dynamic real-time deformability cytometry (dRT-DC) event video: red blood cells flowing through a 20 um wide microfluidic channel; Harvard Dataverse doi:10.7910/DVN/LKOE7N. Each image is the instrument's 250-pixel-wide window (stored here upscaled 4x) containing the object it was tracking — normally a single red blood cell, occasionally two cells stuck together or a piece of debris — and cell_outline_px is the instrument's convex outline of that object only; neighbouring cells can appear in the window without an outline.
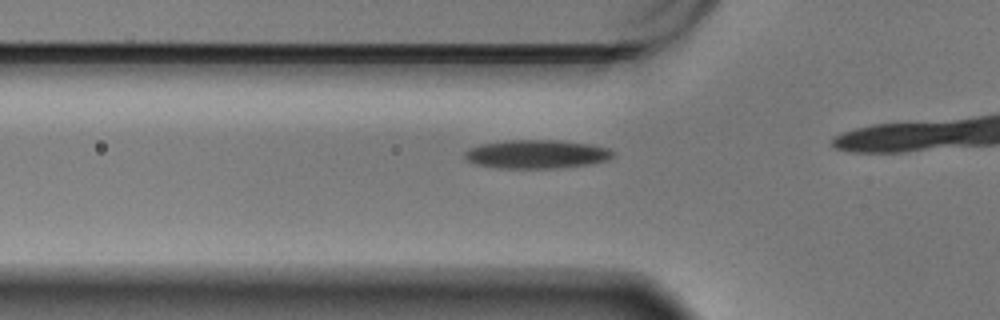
{"species": "Egyptian fruit bat (a non-hibernating species)", "species_latin": "Rousettus aegyptiacus", "temperature_condition": "warm", "stored_images_in_passage": 20, "camera_frame_rate_fps": 3000, "um_per_image_px": 0.085, "animal": {"sex": "male"}, "frame": {"image": 1, "passage_image": 15, "time_ms": 4.667, "image_size_px": [1000, 320], "cell_outline_px": [[616, 152], [608, 160], [584, 164], [552, 168], [500, 168], [476, 164], [464, 160], [464, 152], [468, 148], [480, 144], [508, 140], [556, 140], [592, 144], [608, 148]], "centroid_in_image_um": [45.56, 13.09], "position_along_channel_um": 80.2, "area_um2": 24.68}}
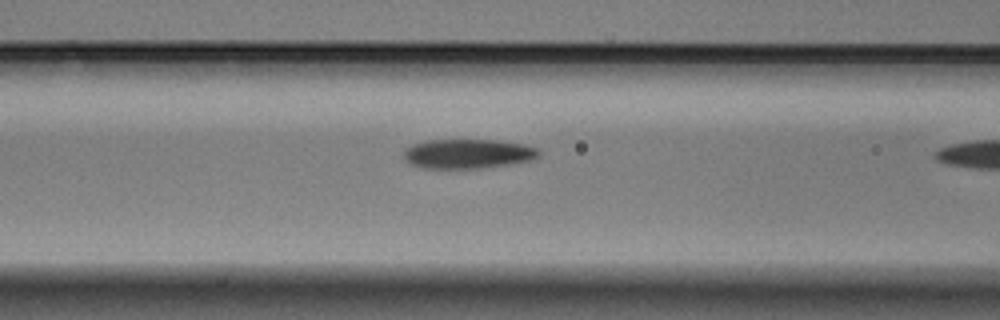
{"frame": {"image": 2, "passage_image": 19, "time_ms": 6.0, "image_size_px": [1000, 320], "cell_outline_px": [[540, 156], [532, 160], [512, 164], [480, 168], [420, 168], [412, 164], [404, 156], [404, 152], [412, 144], [428, 140], [496, 140], [524, 144], [536, 148], [540, 152]], "centroid_in_image_um": [39.82, 13.07], "position_along_channel_um": 126.8, "area_um2": 23.12}}